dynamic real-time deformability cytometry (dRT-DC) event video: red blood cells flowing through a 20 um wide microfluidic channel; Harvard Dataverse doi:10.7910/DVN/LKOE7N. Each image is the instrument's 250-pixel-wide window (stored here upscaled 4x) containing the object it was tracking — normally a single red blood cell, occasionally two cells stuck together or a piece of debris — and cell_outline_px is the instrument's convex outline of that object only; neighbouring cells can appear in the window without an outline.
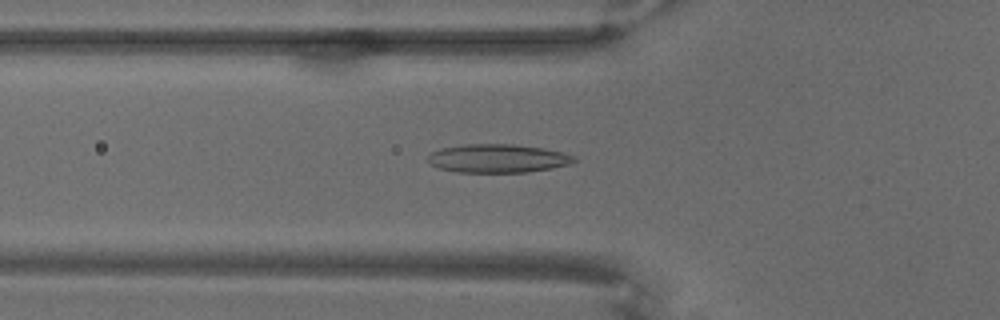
{"species": "common noctule bat (a hibernating species)", "species_latin": "Nyctalus noctula", "temperature_condition": "warm", "stored_images_in_passage": 69, "camera_frame_rate_fps": 3000, "um_per_image_px": 0.085, "animal": {"sex": "male", "body_mass_g": 18.8}, "frame": {"image": 1, "passage_image": 24, "time_ms": 7.667, "image_size_px": [1000, 320], "cell_outline_px": [[576, 160], [572, 164], [552, 168], [528, 172], [456, 172], [440, 168], [428, 164], [428, 156], [432, 152], [440, 148], [464, 144], [516, 144], [544, 148], [564, 152], [576, 156]], "centroid_in_image_um": [42.34, 13.46], "position_along_channel_um": 83.5, "area_um2": 24.57}}
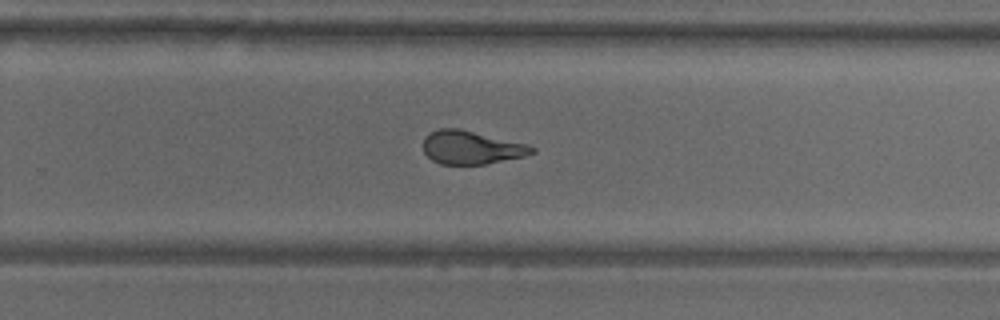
{"frame": {"image": 2, "passage_image": 45, "time_ms": 14.667, "image_size_px": [1000, 320], "cell_outline_px": [[536, 152], [524, 156], [484, 164], [440, 164], [432, 160], [424, 152], [424, 136], [428, 132], [440, 128], [460, 128], [528, 144], [536, 148]], "centroid_in_image_um": [40.06, 12.52], "position_along_channel_um": 289.7, "area_um2": 21.21}}
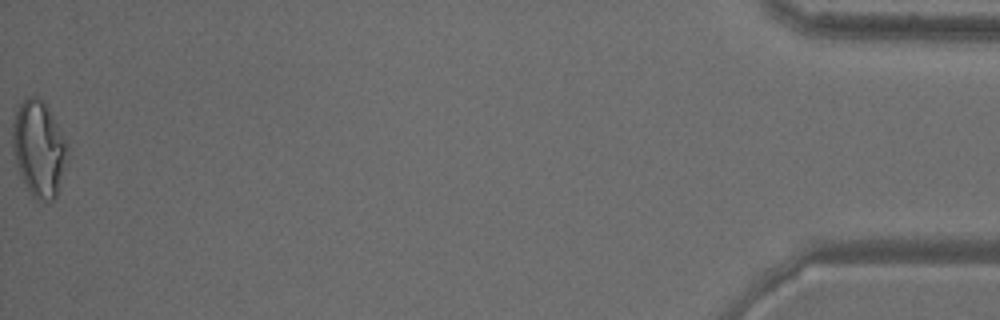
{"frame": {"image": 3, "passage_image": 69, "time_ms": 22.667, "image_size_px": [1000, 320], "cell_outline_px": [[68, 156], [56, 196], [52, 200], [44, 204], [36, 200], [28, 192], [16, 164], [12, 148], [12, 124], [16, 108], [28, 96], [40, 96], [44, 100], [68, 148]], "centroid_in_image_um": [3.27, 12.65], "position_along_channel_um": 431.9, "area_um2": 30.75}}